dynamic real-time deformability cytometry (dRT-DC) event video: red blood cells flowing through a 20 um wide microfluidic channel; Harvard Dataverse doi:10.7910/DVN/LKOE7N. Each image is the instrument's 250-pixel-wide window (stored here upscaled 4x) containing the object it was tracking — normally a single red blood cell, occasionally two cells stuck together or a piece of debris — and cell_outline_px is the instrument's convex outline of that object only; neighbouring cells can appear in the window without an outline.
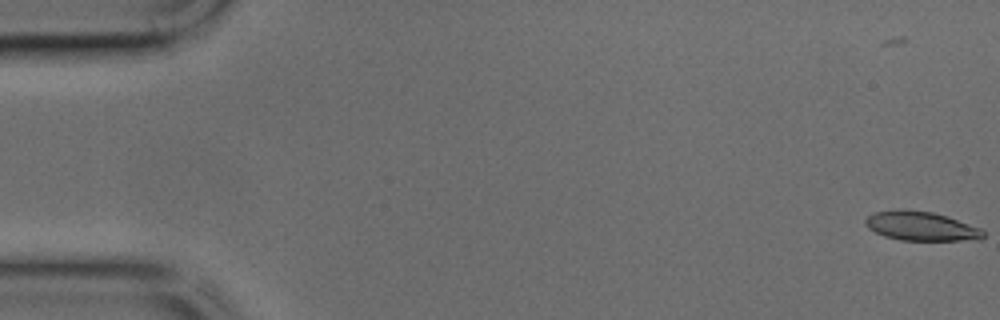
{"species": "common noctule bat (a hibernating species)", "species_latin": "Nyctalus noctula", "temperature_condition": "cold", "stored_images_in_passage": 10, "camera_frame_rate_fps": 3000, "um_per_image_px": 0.085, "animal": {"sex": "male", "body_mass_g": 17.9, "forearm_length_mm": 54.2}, "frame": {"image": 1, "passage_image": 3, "time_ms": 0.667, "image_size_px": [1000, 320], "cell_outline_px": [[984, 236], [980, 240], [900, 240], [884, 236], [868, 228], [864, 224], [864, 220], [868, 216], [876, 212], [900, 208], [904, 208], [932, 212], [948, 216], [980, 228], [984, 232]], "centroid_in_image_um": [78.28, 19.21], "position_along_channel_um": 6.7, "area_um2": 20.17}}